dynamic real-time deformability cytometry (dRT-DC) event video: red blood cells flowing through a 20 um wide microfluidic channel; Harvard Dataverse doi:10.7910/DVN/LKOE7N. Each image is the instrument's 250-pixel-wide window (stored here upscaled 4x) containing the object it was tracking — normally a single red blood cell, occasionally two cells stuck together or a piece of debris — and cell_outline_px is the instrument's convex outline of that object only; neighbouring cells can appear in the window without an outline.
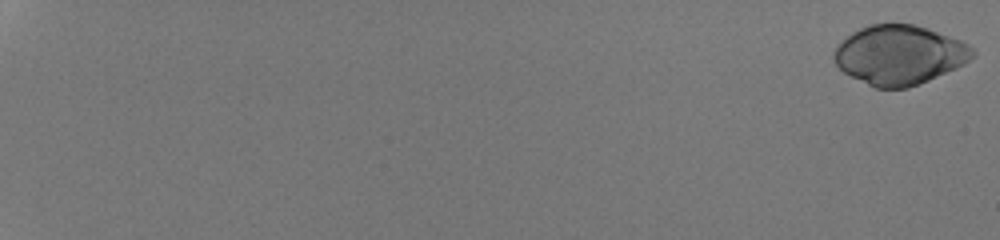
{"species": "human", "species_latin": "Homo sapiens", "temperature_condition": "room temperature", "stored_images_in_passage": 53, "camera_frame_rate_fps": 3000, "um_per_image_px": 0.085, "donor": {"sex": "male"}, "frame": {"image": 1, "passage_image": 1, "time_ms": 0.0, "image_size_px": [1000, 240], "cell_outline_px": [[976, 56], [964, 64], [956, 68], [928, 80], [908, 88], [876, 88], [844, 72], [836, 64], [832, 56], [832, 52], [840, 40], [852, 32], [868, 24], [912, 24], [928, 28], [960, 40], [968, 44], [976, 52]], "centroid_in_image_um": [76.44, 4.65], "position_along_channel_um": 8.6, "area_um2": 47.92}}
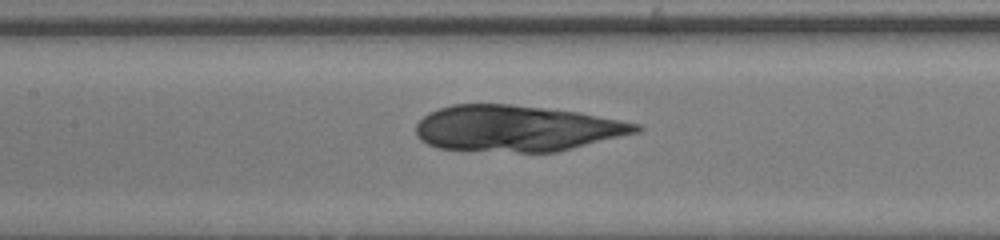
{"frame": {"image": 2, "passage_image": 31, "time_ms": 10.0, "image_size_px": [1000, 240], "cell_outline_px": [[644, 128], [640, 132], [556, 152], [516, 152], [440, 148], [428, 144], [420, 140], [416, 136], [416, 124], [428, 112], [452, 104], [508, 104], [580, 112], [640, 124]], "centroid_in_image_um": [43.93, 10.91], "position_along_channel_um": 163.5, "area_um2": 59.07}}
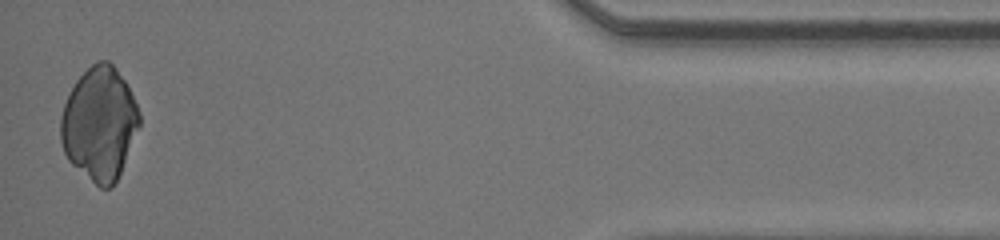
{"frame": {"image": 3, "passage_image": 53, "time_ms": 17.333, "image_size_px": [1000, 240], "cell_outline_px": [[140, 128], [120, 172], [112, 188], [100, 188], [72, 164], [68, 160], [64, 152], [60, 140], [60, 116], [64, 104], [76, 80], [92, 64], [100, 60], [108, 60], [116, 68], [124, 80], [140, 112]], "centroid_in_image_um": [8.45, 10.52], "position_along_channel_um": 426.7, "area_um2": 51.79}}